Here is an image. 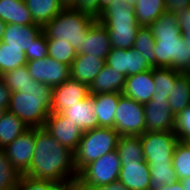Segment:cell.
Masks as SVG:
<instances>
[{"instance_id": "d4e9b609", "label": "cell", "mask_w": 190, "mask_h": 190, "mask_svg": "<svg viewBox=\"0 0 190 190\" xmlns=\"http://www.w3.org/2000/svg\"><path fill=\"white\" fill-rule=\"evenodd\" d=\"M35 24L42 28L64 8L60 0H25Z\"/></svg>"}, {"instance_id": "30bf717a", "label": "cell", "mask_w": 190, "mask_h": 190, "mask_svg": "<svg viewBox=\"0 0 190 190\" xmlns=\"http://www.w3.org/2000/svg\"><path fill=\"white\" fill-rule=\"evenodd\" d=\"M26 67L34 80L44 83L52 89L70 78V66L49 56L27 61Z\"/></svg>"}, {"instance_id": "52a82bcc", "label": "cell", "mask_w": 190, "mask_h": 190, "mask_svg": "<svg viewBox=\"0 0 190 190\" xmlns=\"http://www.w3.org/2000/svg\"><path fill=\"white\" fill-rule=\"evenodd\" d=\"M114 129L120 136H140L146 131L144 105L123 94L115 112Z\"/></svg>"}, {"instance_id": "d6a6232c", "label": "cell", "mask_w": 190, "mask_h": 190, "mask_svg": "<svg viewBox=\"0 0 190 190\" xmlns=\"http://www.w3.org/2000/svg\"><path fill=\"white\" fill-rule=\"evenodd\" d=\"M154 46L155 38L150 28L140 26L136 34L133 48L138 50L144 56L152 68H155Z\"/></svg>"}, {"instance_id": "5bb4252c", "label": "cell", "mask_w": 190, "mask_h": 190, "mask_svg": "<svg viewBox=\"0 0 190 190\" xmlns=\"http://www.w3.org/2000/svg\"><path fill=\"white\" fill-rule=\"evenodd\" d=\"M90 95L89 86L68 78L52 90L51 113H60Z\"/></svg>"}, {"instance_id": "74e56055", "label": "cell", "mask_w": 190, "mask_h": 190, "mask_svg": "<svg viewBox=\"0 0 190 190\" xmlns=\"http://www.w3.org/2000/svg\"><path fill=\"white\" fill-rule=\"evenodd\" d=\"M5 85L11 90V92H19L22 87L33 84L34 79L29 74L26 65L15 68L1 76Z\"/></svg>"}, {"instance_id": "60d3db41", "label": "cell", "mask_w": 190, "mask_h": 190, "mask_svg": "<svg viewBox=\"0 0 190 190\" xmlns=\"http://www.w3.org/2000/svg\"><path fill=\"white\" fill-rule=\"evenodd\" d=\"M58 184L59 182L36 180L22 175L17 190H54Z\"/></svg>"}, {"instance_id": "d590c367", "label": "cell", "mask_w": 190, "mask_h": 190, "mask_svg": "<svg viewBox=\"0 0 190 190\" xmlns=\"http://www.w3.org/2000/svg\"><path fill=\"white\" fill-rule=\"evenodd\" d=\"M109 32L112 48H133L137 31L140 27H106Z\"/></svg>"}, {"instance_id": "7a4b0ae2", "label": "cell", "mask_w": 190, "mask_h": 190, "mask_svg": "<svg viewBox=\"0 0 190 190\" xmlns=\"http://www.w3.org/2000/svg\"><path fill=\"white\" fill-rule=\"evenodd\" d=\"M148 27L155 38V67L190 71V49L183 41L176 16L164 12Z\"/></svg>"}, {"instance_id": "7c38bea8", "label": "cell", "mask_w": 190, "mask_h": 190, "mask_svg": "<svg viewBox=\"0 0 190 190\" xmlns=\"http://www.w3.org/2000/svg\"><path fill=\"white\" fill-rule=\"evenodd\" d=\"M105 63L126 77L152 69L144 56L134 48H112Z\"/></svg>"}, {"instance_id": "ba28073f", "label": "cell", "mask_w": 190, "mask_h": 190, "mask_svg": "<svg viewBox=\"0 0 190 190\" xmlns=\"http://www.w3.org/2000/svg\"><path fill=\"white\" fill-rule=\"evenodd\" d=\"M144 160L148 164L173 163V155L179 138L173 131L149 132L140 135Z\"/></svg>"}, {"instance_id": "f6af8a7d", "label": "cell", "mask_w": 190, "mask_h": 190, "mask_svg": "<svg viewBox=\"0 0 190 190\" xmlns=\"http://www.w3.org/2000/svg\"><path fill=\"white\" fill-rule=\"evenodd\" d=\"M10 98L11 90L5 85L4 81L0 78V108H4L7 111Z\"/></svg>"}, {"instance_id": "4dcf8cb0", "label": "cell", "mask_w": 190, "mask_h": 190, "mask_svg": "<svg viewBox=\"0 0 190 190\" xmlns=\"http://www.w3.org/2000/svg\"><path fill=\"white\" fill-rule=\"evenodd\" d=\"M27 58L24 51L19 48L9 47L8 44L0 42V75L26 65Z\"/></svg>"}, {"instance_id": "f1b7e54d", "label": "cell", "mask_w": 190, "mask_h": 190, "mask_svg": "<svg viewBox=\"0 0 190 190\" xmlns=\"http://www.w3.org/2000/svg\"><path fill=\"white\" fill-rule=\"evenodd\" d=\"M116 151L118 152L121 163H140L144 160L140 136H120Z\"/></svg>"}, {"instance_id": "8992f818", "label": "cell", "mask_w": 190, "mask_h": 190, "mask_svg": "<svg viewBox=\"0 0 190 190\" xmlns=\"http://www.w3.org/2000/svg\"><path fill=\"white\" fill-rule=\"evenodd\" d=\"M121 160L116 150L86 165L78 174V187H94L118 181Z\"/></svg>"}, {"instance_id": "603a6c76", "label": "cell", "mask_w": 190, "mask_h": 190, "mask_svg": "<svg viewBox=\"0 0 190 190\" xmlns=\"http://www.w3.org/2000/svg\"><path fill=\"white\" fill-rule=\"evenodd\" d=\"M122 93L92 94L98 127L114 128L115 112Z\"/></svg>"}, {"instance_id": "277c9868", "label": "cell", "mask_w": 190, "mask_h": 190, "mask_svg": "<svg viewBox=\"0 0 190 190\" xmlns=\"http://www.w3.org/2000/svg\"><path fill=\"white\" fill-rule=\"evenodd\" d=\"M96 21L92 16L78 12L75 8L64 7L42 29L47 39L67 41L77 51L82 46L89 28Z\"/></svg>"}, {"instance_id": "cb8c5ba5", "label": "cell", "mask_w": 190, "mask_h": 190, "mask_svg": "<svg viewBox=\"0 0 190 190\" xmlns=\"http://www.w3.org/2000/svg\"><path fill=\"white\" fill-rule=\"evenodd\" d=\"M0 19L6 24H35L25 0H0Z\"/></svg>"}, {"instance_id": "3957f363", "label": "cell", "mask_w": 190, "mask_h": 190, "mask_svg": "<svg viewBox=\"0 0 190 190\" xmlns=\"http://www.w3.org/2000/svg\"><path fill=\"white\" fill-rule=\"evenodd\" d=\"M52 88L34 80L33 84L11 92L7 111L15 114L29 128L44 127L51 113Z\"/></svg>"}, {"instance_id": "8d00e7d4", "label": "cell", "mask_w": 190, "mask_h": 190, "mask_svg": "<svg viewBox=\"0 0 190 190\" xmlns=\"http://www.w3.org/2000/svg\"><path fill=\"white\" fill-rule=\"evenodd\" d=\"M47 44L49 57L56 59L58 62L64 63L68 66L72 65L77 52L69 42L63 40L47 39Z\"/></svg>"}, {"instance_id": "836d02e7", "label": "cell", "mask_w": 190, "mask_h": 190, "mask_svg": "<svg viewBox=\"0 0 190 190\" xmlns=\"http://www.w3.org/2000/svg\"><path fill=\"white\" fill-rule=\"evenodd\" d=\"M21 176L0 148V190H17Z\"/></svg>"}, {"instance_id": "7dc6e473", "label": "cell", "mask_w": 190, "mask_h": 190, "mask_svg": "<svg viewBox=\"0 0 190 190\" xmlns=\"http://www.w3.org/2000/svg\"><path fill=\"white\" fill-rule=\"evenodd\" d=\"M54 190H80L77 180H70L67 182L59 183Z\"/></svg>"}, {"instance_id": "ac0fdd59", "label": "cell", "mask_w": 190, "mask_h": 190, "mask_svg": "<svg viewBox=\"0 0 190 190\" xmlns=\"http://www.w3.org/2000/svg\"><path fill=\"white\" fill-rule=\"evenodd\" d=\"M121 165L118 181L128 190H150V169L145 160L140 163H121Z\"/></svg>"}, {"instance_id": "681fc988", "label": "cell", "mask_w": 190, "mask_h": 190, "mask_svg": "<svg viewBox=\"0 0 190 190\" xmlns=\"http://www.w3.org/2000/svg\"><path fill=\"white\" fill-rule=\"evenodd\" d=\"M113 2H115V0H99V14Z\"/></svg>"}, {"instance_id": "f5cc1de1", "label": "cell", "mask_w": 190, "mask_h": 190, "mask_svg": "<svg viewBox=\"0 0 190 190\" xmlns=\"http://www.w3.org/2000/svg\"><path fill=\"white\" fill-rule=\"evenodd\" d=\"M181 183L183 184L184 190H190V177L181 180Z\"/></svg>"}, {"instance_id": "1f68e13d", "label": "cell", "mask_w": 190, "mask_h": 190, "mask_svg": "<svg viewBox=\"0 0 190 190\" xmlns=\"http://www.w3.org/2000/svg\"><path fill=\"white\" fill-rule=\"evenodd\" d=\"M153 80L155 83V96L168 97L181 72L172 68H152Z\"/></svg>"}, {"instance_id": "484cf974", "label": "cell", "mask_w": 190, "mask_h": 190, "mask_svg": "<svg viewBox=\"0 0 190 190\" xmlns=\"http://www.w3.org/2000/svg\"><path fill=\"white\" fill-rule=\"evenodd\" d=\"M29 127L15 114L6 111L0 119V148L12 143Z\"/></svg>"}, {"instance_id": "11a10c76", "label": "cell", "mask_w": 190, "mask_h": 190, "mask_svg": "<svg viewBox=\"0 0 190 190\" xmlns=\"http://www.w3.org/2000/svg\"><path fill=\"white\" fill-rule=\"evenodd\" d=\"M6 112L4 108H0V119L2 118L3 114Z\"/></svg>"}, {"instance_id": "d6986e66", "label": "cell", "mask_w": 190, "mask_h": 190, "mask_svg": "<svg viewBox=\"0 0 190 190\" xmlns=\"http://www.w3.org/2000/svg\"><path fill=\"white\" fill-rule=\"evenodd\" d=\"M105 64L101 57L77 53L70 66V78L90 86Z\"/></svg>"}, {"instance_id": "9f6ffc18", "label": "cell", "mask_w": 190, "mask_h": 190, "mask_svg": "<svg viewBox=\"0 0 190 190\" xmlns=\"http://www.w3.org/2000/svg\"><path fill=\"white\" fill-rule=\"evenodd\" d=\"M184 74L187 76L189 84H190V71L184 72Z\"/></svg>"}, {"instance_id": "ee69618b", "label": "cell", "mask_w": 190, "mask_h": 190, "mask_svg": "<svg viewBox=\"0 0 190 190\" xmlns=\"http://www.w3.org/2000/svg\"><path fill=\"white\" fill-rule=\"evenodd\" d=\"M166 12L176 14L190 6V0H164Z\"/></svg>"}, {"instance_id": "f907efd6", "label": "cell", "mask_w": 190, "mask_h": 190, "mask_svg": "<svg viewBox=\"0 0 190 190\" xmlns=\"http://www.w3.org/2000/svg\"><path fill=\"white\" fill-rule=\"evenodd\" d=\"M5 29H6V23L0 19V42H2Z\"/></svg>"}, {"instance_id": "8fae6325", "label": "cell", "mask_w": 190, "mask_h": 190, "mask_svg": "<svg viewBox=\"0 0 190 190\" xmlns=\"http://www.w3.org/2000/svg\"><path fill=\"white\" fill-rule=\"evenodd\" d=\"M12 166L22 175L30 168L35 151V128H29L4 148Z\"/></svg>"}, {"instance_id": "2e32d148", "label": "cell", "mask_w": 190, "mask_h": 190, "mask_svg": "<svg viewBox=\"0 0 190 190\" xmlns=\"http://www.w3.org/2000/svg\"><path fill=\"white\" fill-rule=\"evenodd\" d=\"M105 27H140L136 21L134 7L126 0H115L96 19Z\"/></svg>"}, {"instance_id": "7bdbcfd3", "label": "cell", "mask_w": 190, "mask_h": 190, "mask_svg": "<svg viewBox=\"0 0 190 190\" xmlns=\"http://www.w3.org/2000/svg\"><path fill=\"white\" fill-rule=\"evenodd\" d=\"M78 12L86 13L97 19L99 16V0H77L72 6Z\"/></svg>"}, {"instance_id": "9c48e42d", "label": "cell", "mask_w": 190, "mask_h": 190, "mask_svg": "<svg viewBox=\"0 0 190 190\" xmlns=\"http://www.w3.org/2000/svg\"><path fill=\"white\" fill-rule=\"evenodd\" d=\"M146 131L168 132L175 130L176 116L170 108L168 97L153 95L144 104Z\"/></svg>"}, {"instance_id": "6da1fadb", "label": "cell", "mask_w": 190, "mask_h": 190, "mask_svg": "<svg viewBox=\"0 0 190 190\" xmlns=\"http://www.w3.org/2000/svg\"><path fill=\"white\" fill-rule=\"evenodd\" d=\"M78 174L74 152L59 144L44 127L35 128V151L30 168L24 175L63 183L77 180Z\"/></svg>"}, {"instance_id": "f546056e", "label": "cell", "mask_w": 190, "mask_h": 190, "mask_svg": "<svg viewBox=\"0 0 190 190\" xmlns=\"http://www.w3.org/2000/svg\"><path fill=\"white\" fill-rule=\"evenodd\" d=\"M150 169V190H159L162 185L178 181L173 163L148 164Z\"/></svg>"}, {"instance_id": "5b68a950", "label": "cell", "mask_w": 190, "mask_h": 190, "mask_svg": "<svg viewBox=\"0 0 190 190\" xmlns=\"http://www.w3.org/2000/svg\"><path fill=\"white\" fill-rule=\"evenodd\" d=\"M119 133L114 128L96 127L83 132L77 150L74 152L75 165L79 173L86 165L101 156L116 150Z\"/></svg>"}, {"instance_id": "83f0119b", "label": "cell", "mask_w": 190, "mask_h": 190, "mask_svg": "<svg viewBox=\"0 0 190 190\" xmlns=\"http://www.w3.org/2000/svg\"><path fill=\"white\" fill-rule=\"evenodd\" d=\"M168 101L175 116L190 105V84L184 73L176 78L171 94L168 96Z\"/></svg>"}, {"instance_id": "ffe728a7", "label": "cell", "mask_w": 190, "mask_h": 190, "mask_svg": "<svg viewBox=\"0 0 190 190\" xmlns=\"http://www.w3.org/2000/svg\"><path fill=\"white\" fill-rule=\"evenodd\" d=\"M43 31L38 24H6L2 42L9 47L19 48L21 51H30L34 39Z\"/></svg>"}, {"instance_id": "816d5d0a", "label": "cell", "mask_w": 190, "mask_h": 190, "mask_svg": "<svg viewBox=\"0 0 190 190\" xmlns=\"http://www.w3.org/2000/svg\"><path fill=\"white\" fill-rule=\"evenodd\" d=\"M77 0H60L64 7H72Z\"/></svg>"}, {"instance_id": "db71d44e", "label": "cell", "mask_w": 190, "mask_h": 190, "mask_svg": "<svg viewBox=\"0 0 190 190\" xmlns=\"http://www.w3.org/2000/svg\"><path fill=\"white\" fill-rule=\"evenodd\" d=\"M126 2H127L128 5H130L131 7H134L135 4L137 3V0H126Z\"/></svg>"}, {"instance_id": "44dd1931", "label": "cell", "mask_w": 190, "mask_h": 190, "mask_svg": "<svg viewBox=\"0 0 190 190\" xmlns=\"http://www.w3.org/2000/svg\"><path fill=\"white\" fill-rule=\"evenodd\" d=\"M95 104L92 94L80 102L71 105L70 108L60 112L61 115L70 119L83 132L98 127L97 117L94 114Z\"/></svg>"}, {"instance_id": "b9f144b4", "label": "cell", "mask_w": 190, "mask_h": 190, "mask_svg": "<svg viewBox=\"0 0 190 190\" xmlns=\"http://www.w3.org/2000/svg\"><path fill=\"white\" fill-rule=\"evenodd\" d=\"M183 41L190 49V6L175 14Z\"/></svg>"}, {"instance_id": "ab89813d", "label": "cell", "mask_w": 190, "mask_h": 190, "mask_svg": "<svg viewBox=\"0 0 190 190\" xmlns=\"http://www.w3.org/2000/svg\"><path fill=\"white\" fill-rule=\"evenodd\" d=\"M27 61L39 60L48 56V44L46 34L42 31L30 46V51H26Z\"/></svg>"}, {"instance_id": "7402d4cb", "label": "cell", "mask_w": 190, "mask_h": 190, "mask_svg": "<svg viewBox=\"0 0 190 190\" xmlns=\"http://www.w3.org/2000/svg\"><path fill=\"white\" fill-rule=\"evenodd\" d=\"M126 76L105 64L89 86L90 94L122 93Z\"/></svg>"}, {"instance_id": "e575fe53", "label": "cell", "mask_w": 190, "mask_h": 190, "mask_svg": "<svg viewBox=\"0 0 190 190\" xmlns=\"http://www.w3.org/2000/svg\"><path fill=\"white\" fill-rule=\"evenodd\" d=\"M173 167L176 171L178 180L190 177V143L182 142L176 145L173 155Z\"/></svg>"}, {"instance_id": "9a60e30c", "label": "cell", "mask_w": 190, "mask_h": 190, "mask_svg": "<svg viewBox=\"0 0 190 190\" xmlns=\"http://www.w3.org/2000/svg\"><path fill=\"white\" fill-rule=\"evenodd\" d=\"M112 50L108 29L96 21L88 30L82 41V46L76 51L90 56L101 57L106 60Z\"/></svg>"}, {"instance_id": "f35d334b", "label": "cell", "mask_w": 190, "mask_h": 190, "mask_svg": "<svg viewBox=\"0 0 190 190\" xmlns=\"http://www.w3.org/2000/svg\"><path fill=\"white\" fill-rule=\"evenodd\" d=\"M174 133L179 138V141H190V105L176 116Z\"/></svg>"}, {"instance_id": "c3c4849f", "label": "cell", "mask_w": 190, "mask_h": 190, "mask_svg": "<svg viewBox=\"0 0 190 190\" xmlns=\"http://www.w3.org/2000/svg\"><path fill=\"white\" fill-rule=\"evenodd\" d=\"M159 190H184L183 188V184L181 183L180 180H178L177 182H173L169 185H162Z\"/></svg>"}, {"instance_id": "bcb514c9", "label": "cell", "mask_w": 190, "mask_h": 190, "mask_svg": "<svg viewBox=\"0 0 190 190\" xmlns=\"http://www.w3.org/2000/svg\"><path fill=\"white\" fill-rule=\"evenodd\" d=\"M82 190H128V188H126L120 181H115L106 185L84 187Z\"/></svg>"}, {"instance_id": "4316f807", "label": "cell", "mask_w": 190, "mask_h": 190, "mask_svg": "<svg viewBox=\"0 0 190 190\" xmlns=\"http://www.w3.org/2000/svg\"><path fill=\"white\" fill-rule=\"evenodd\" d=\"M136 21L140 26L148 27L164 12V0H137L134 6Z\"/></svg>"}, {"instance_id": "e0dca14e", "label": "cell", "mask_w": 190, "mask_h": 190, "mask_svg": "<svg viewBox=\"0 0 190 190\" xmlns=\"http://www.w3.org/2000/svg\"><path fill=\"white\" fill-rule=\"evenodd\" d=\"M122 94L143 105L149 102L155 94L152 69L127 76Z\"/></svg>"}, {"instance_id": "4fadbf2b", "label": "cell", "mask_w": 190, "mask_h": 190, "mask_svg": "<svg viewBox=\"0 0 190 190\" xmlns=\"http://www.w3.org/2000/svg\"><path fill=\"white\" fill-rule=\"evenodd\" d=\"M44 128L59 144L75 152L82 138L83 131L75 123L60 113H50Z\"/></svg>"}]
</instances>
